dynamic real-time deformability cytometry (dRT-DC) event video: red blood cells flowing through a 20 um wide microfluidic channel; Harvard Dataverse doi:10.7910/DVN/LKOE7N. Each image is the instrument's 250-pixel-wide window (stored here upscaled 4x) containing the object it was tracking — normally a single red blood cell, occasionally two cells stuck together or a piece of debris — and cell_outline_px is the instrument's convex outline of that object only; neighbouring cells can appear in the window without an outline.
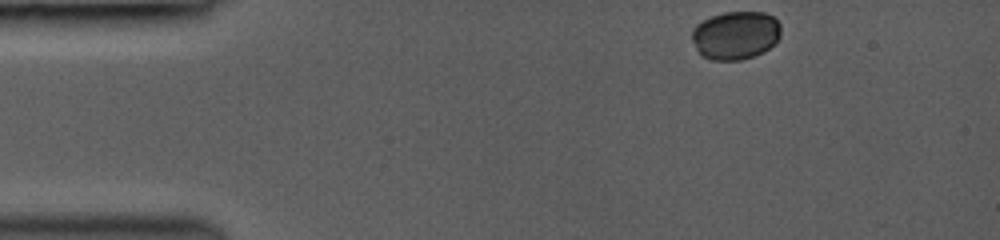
{"species": "common noctule bat (a hibernating species)", "species_latin": "Nyctalus noctula", "temperature_condition": "room temperature", "stored_images_in_passage": 3, "camera_frame_rate_fps": 3000, "um_per_image_px": 0.085, "animal": {"sex": "female", "body_mass_g": 19.0, "forearm_length_mm": 53.3}, "frame": {"image": 1, "passage_image": 1, "time_ms": 0.0, "image_size_px": [1000, 240], "cell_outline_px": [[780, 36], [764, 52], [740, 60], [712, 60], [704, 56], [696, 48], [692, 40], [692, 28], [696, 24], [712, 16], [724, 12], [764, 12], [772, 16], [780, 24]], "centroid_in_image_um": [62.51, 2.99], "position_along_channel_um": 22.5, "area_um2": 24.85}}